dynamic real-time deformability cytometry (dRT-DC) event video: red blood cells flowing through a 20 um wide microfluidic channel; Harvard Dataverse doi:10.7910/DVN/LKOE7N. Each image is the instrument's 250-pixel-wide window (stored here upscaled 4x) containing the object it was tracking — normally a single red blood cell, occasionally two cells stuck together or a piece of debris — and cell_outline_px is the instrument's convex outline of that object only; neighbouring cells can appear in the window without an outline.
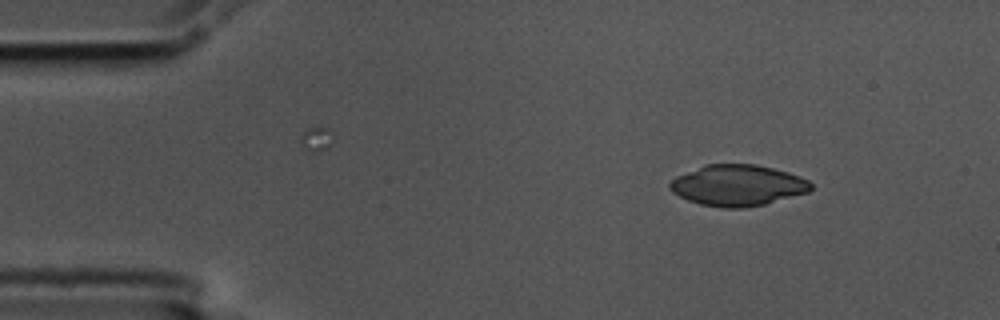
{"species": "common noctule bat (a hibernating species)", "species_latin": "Nyctalus noctula", "temperature_condition": "cold", "stored_images_in_passage": 6, "camera_frame_rate_fps": 3000, "um_per_image_px": 0.085, "animal": {"sex": "male", "body_mass_g": 17.5, "forearm_length_mm": 52.3}, "frame": {"image": 1, "passage_image": 1, "time_ms": 0.0, "image_size_px": [1000, 320], "cell_outline_px": [[812, 188], [808, 192], [764, 204], [744, 208], [720, 208], [700, 204], [688, 200], [672, 192], [668, 188], [668, 184], [676, 176], [704, 164], [756, 164], [788, 172], [800, 176], [808, 180], [812, 184]], "centroid_in_image_um": [62.68, 15.75], "position_along_channel_um": 22.3, "area_um2": 33.81}}